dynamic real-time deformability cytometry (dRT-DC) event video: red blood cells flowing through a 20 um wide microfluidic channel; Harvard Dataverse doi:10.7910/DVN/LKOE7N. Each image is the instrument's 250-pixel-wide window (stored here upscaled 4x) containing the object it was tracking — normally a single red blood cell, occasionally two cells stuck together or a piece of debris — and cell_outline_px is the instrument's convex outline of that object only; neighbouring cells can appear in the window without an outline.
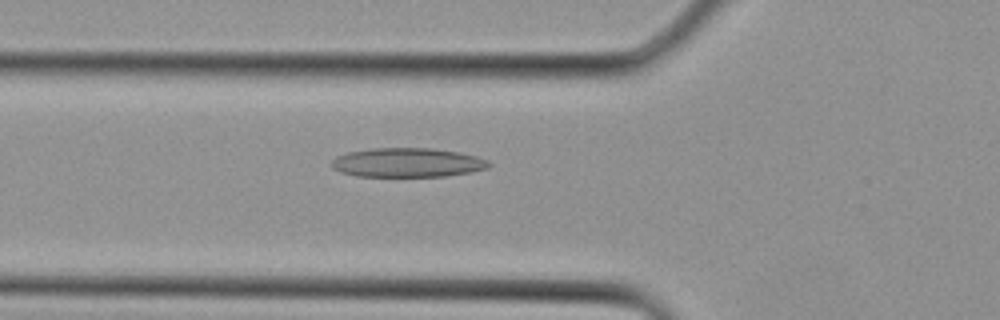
{"species": "Egyptian fruit bat (a non-hibernating species)", "species_latin": "Rousettus aegyptiacus", "temperature_condition": "cold", "stored_images_in_passage": 3, "camera_frame_rate_fps": 3000, "um_per_image_px": 0.085, "animal": {"sex": "female"}, "frame": {"image": 1, "passage_image": 3, "time_ms": 0.667, "image_size_px": [1000, 320], "cell_outline_px": [[492, 164], [488, 168], [472, 172], [444, 176], [356, 176], [340, 172], [332, 168], [332, 160], [336, 156], [348, 152], [372, 148], [432, 148], [460, 152], [476, 156], [488, 160]], "centroid_in_image_um": [34.65, 13.81], "position_along_channel_um": 91.2, "area_um2": 26.88}}